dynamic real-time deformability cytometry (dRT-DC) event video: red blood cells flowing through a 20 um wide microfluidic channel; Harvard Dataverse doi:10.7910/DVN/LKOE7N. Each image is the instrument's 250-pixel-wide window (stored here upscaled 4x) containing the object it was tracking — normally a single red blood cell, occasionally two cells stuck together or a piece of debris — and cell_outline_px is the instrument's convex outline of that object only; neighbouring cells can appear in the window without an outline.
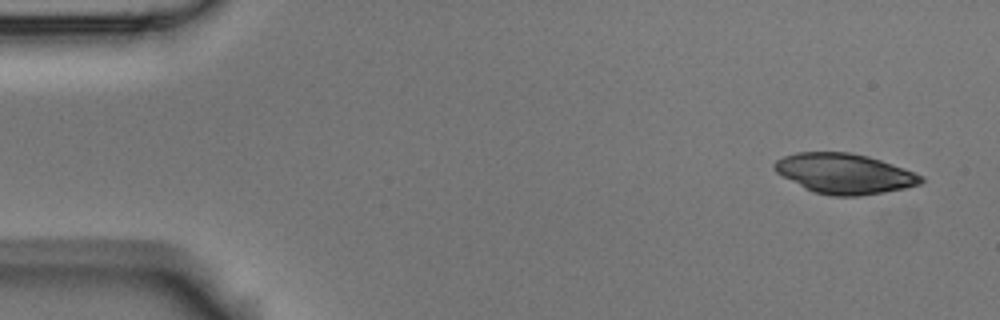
{"species": "Egyptian fruit bat (a non-hibernating species)", "species_latin": "Rousettus aegyptiacus", "temperature_condition": "room temperature", "stored_images_in_passage": 6, "camera_frame_rate_fps": 3000, "um_per_image_px": 0.085, "animal": {"sex": "male"}, "frame": {"image": 1, "passage_image": 1, "time_ms": 0.0, "image_size_px": [1000, 320], "cell_outline_px": [[924, 180], [920, 184], [908, 188], [860, 196], [832, 196], [812, 192], [804, 188], [776, 172], [772, 168], [772, 164], [776, 160], [784, 156], [796, 152], [848, 152], [868, 156], [892, 164], [924, 176]], "centroid_in_image_um": [71.76, 14.76], "position_along_channel_um": 13.2, "area_um2": 34.39}}